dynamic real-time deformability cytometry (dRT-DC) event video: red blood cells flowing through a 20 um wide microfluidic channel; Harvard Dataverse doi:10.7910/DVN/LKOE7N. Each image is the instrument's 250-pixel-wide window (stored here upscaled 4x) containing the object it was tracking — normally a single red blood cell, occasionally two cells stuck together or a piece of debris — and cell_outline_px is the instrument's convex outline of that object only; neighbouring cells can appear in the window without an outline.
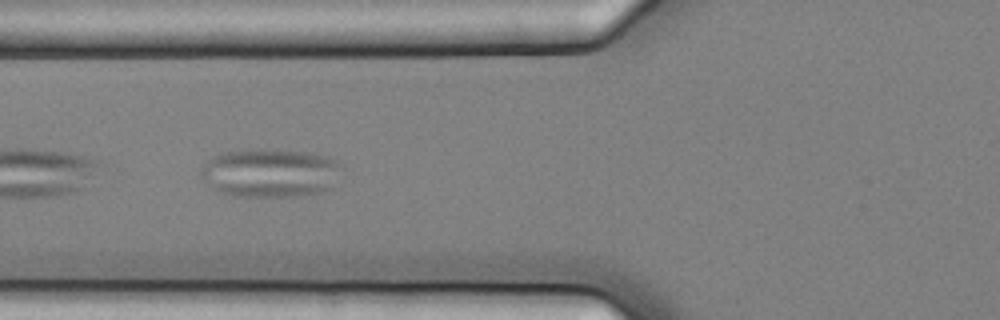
{"species": "common noctule bat (a hibernating species)", "species_latin": "Nyctalus noctula", "temperature_condition": "cold", "stored_images_in_passage": 9, "camera_frame_rate_fps": 3000, "um_per_image_px": 0.085, "animal": {"sex": "female", "body_mass_g": 25.1}, "frame": {"image": 1, "passage_image": 6, "time_ms": 1.667, "image_size_px": [1000, 320], "cell_outline_px": [[344, 168], [328, 192], [292, 196], [232, 196], [220, 192], [212, 188], [200, 176], [200, 172], [204, 164], [212, 156], [224, 152], [260, 148], [308, 152], [324, 156], [336, 160]], "centroid_in_image_um": [22.99, 14.69], "position_along_channel_um": 102.8, "area_um2": 40.34}}
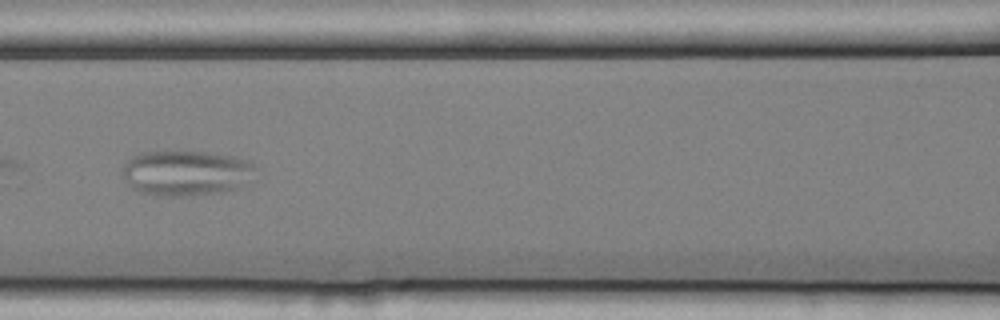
{"frame": {"image": 2, "passage_image": 7, "time_ms": 2.0, "image_size_px": [1000, 320], "cell_outline_px": [[256, 168], [240, 188], [220, 192], [184, 196], [160, 196], [140, 192], [128, 184], [124, 176], [124, 164], [132, 156], [140, 152], [204, 152], [236, 156], [252, 160], [256, 164]], "centroid_in_image_um": [15.85, 14.7], "position_along_channel_um": 150.8, "area_um2": 35.03}}